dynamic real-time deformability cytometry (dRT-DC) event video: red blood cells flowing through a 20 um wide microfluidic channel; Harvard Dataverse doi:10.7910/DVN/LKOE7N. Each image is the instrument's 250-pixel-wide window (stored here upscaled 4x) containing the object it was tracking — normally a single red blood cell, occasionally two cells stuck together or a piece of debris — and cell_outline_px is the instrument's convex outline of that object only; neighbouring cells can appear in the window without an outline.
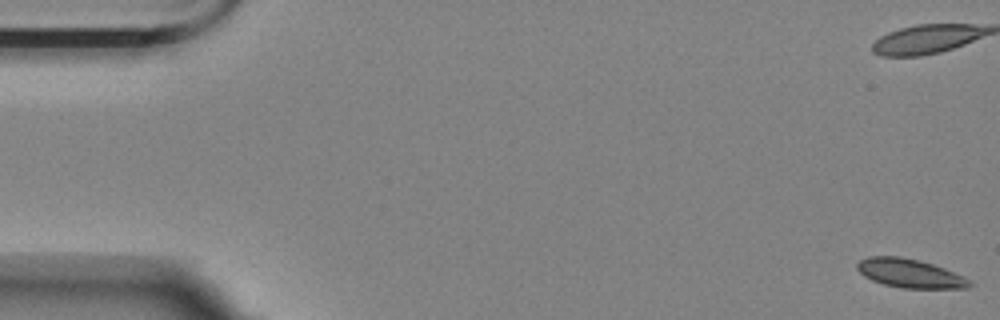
{"species": "Egyptian fruit bat (a non-hibernating species)", "species_latin": "Rousettus aegyptiacus", "temperature_condition": "room temperature", "stored_images_in_passage": 58, "camera_frame_rate_fps": 3000, "um_per_image_px": 0.085, "animal": {"sex": "female"}, "frame": {"image": 1, "passage_image": 1, "time_ms": 0.0, "image_size_px": [1000, 320], "cell_outline_px": [[972, 284], [968, 288], [900, 288], [884, 284], [872, 280], [864, 276], [856, 268], [856, 264], [860, 260], [868, 256], [900, 256], [932, 264], [944, 268], [964, 276], [972, 280]], "centroid_in_image_um": [77.34, 23.24], "position_along_channel_um": 7.7, "area_um2": 18.84}}
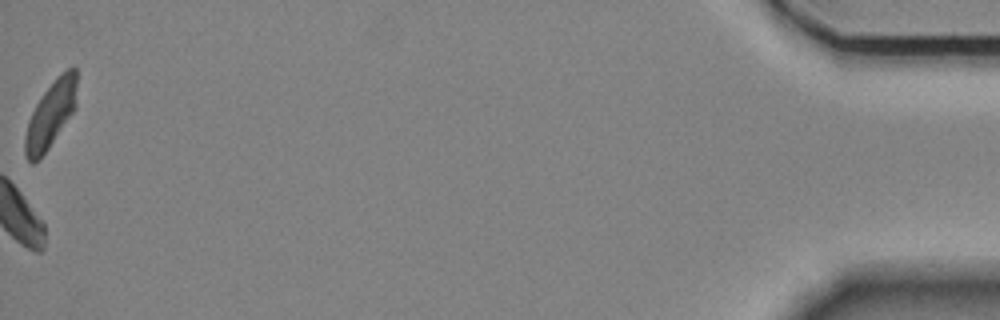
{"frame": {"image": 2, "passage_image": 58, "time_ms": 19.0, "image_size_px": [1000, 320], "cell_outline_px": [[76, 108], [48, 148], [32, 164], [28, 160], [24, 152], [24, 136], [28, 120], [36, 104], [44, 92], [60, 72], [68, 68], [76, 68]], "centroid_in_image_um": [4.3, 9.71], "position_along_channel_um": 430.9, "area_um2": 19.83}, "authors_computed_cell_mechanics": {"area_um2": 19.074, "velocity_mm_per_s": 3.4842, "shape_relaxation_time_tau1_ms": 10.3622, "shape_relaxation_time_tau2_ms": null, "deformation_change_tau1": 0.1052, "deformation_change_tau2": null}}